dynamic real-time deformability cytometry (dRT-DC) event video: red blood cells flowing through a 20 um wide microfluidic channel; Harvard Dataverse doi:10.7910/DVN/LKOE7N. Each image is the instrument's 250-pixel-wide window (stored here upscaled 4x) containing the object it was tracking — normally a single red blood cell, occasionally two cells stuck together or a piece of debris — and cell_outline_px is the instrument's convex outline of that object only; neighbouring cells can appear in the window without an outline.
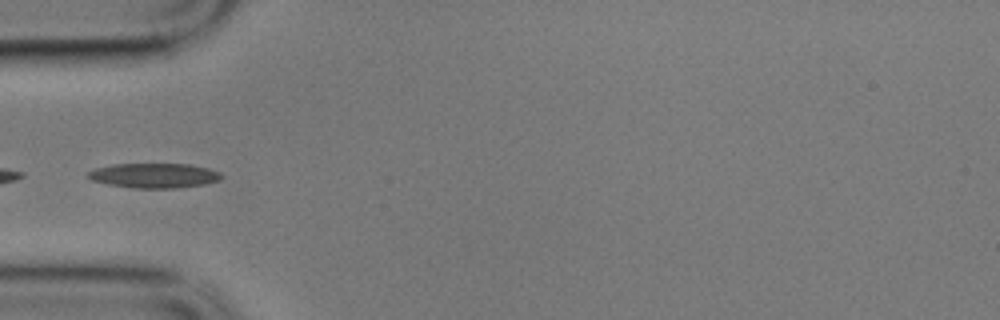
{"species": "common noctule bat (a hibernating species)", "species_latin": "Nyctalus noctula", "temperature_condition": "cold", "stored_images_in_passage": 39, "camera_frame_rate_fps": 3000, "um_per_image_px": 0.085, "animal": {"sex": "male", "body_mass_g": 17.9}, "frame": {"image": 1, "passage_image": 1, "time_ms": 0.0, "image_size_px": [1000, 320], "cell_outline_px": [[224, 176], [220, 180], [204, 184], [176, 188], [132, 188], [108, 184], [92, 180], [88, 176], [88, 172], [96, 168], [112, 164], [188, 164], [208, 168], [220, 172]], "centroid_in_image_um": [13.13, 14.92], "position_along_channel_um": 71.9, "area_um2": 19.19}}